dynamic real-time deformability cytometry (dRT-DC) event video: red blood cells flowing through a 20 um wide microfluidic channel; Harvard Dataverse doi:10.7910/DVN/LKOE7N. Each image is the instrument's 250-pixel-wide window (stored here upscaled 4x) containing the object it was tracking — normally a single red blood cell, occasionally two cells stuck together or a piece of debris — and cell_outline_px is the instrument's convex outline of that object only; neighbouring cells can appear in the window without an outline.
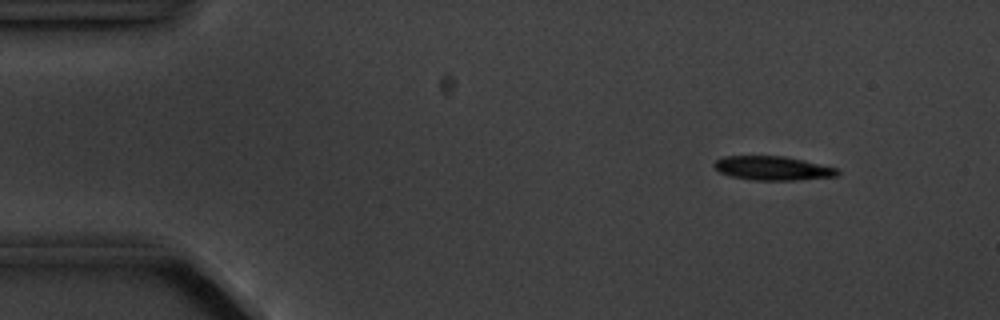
{"species": "common noctule bat (a hibernating species)", "species_latin": "Nyctalus noctula", "temperature_condition": "cold", "stored_images_in_passage": 6, "camera_frame_rate_fps": 3000, "um_per_image_px": 0.085, "animal": {"sex": "male", "body_mass_g": 20.1, "forearm_length_mm": 53.5}, "frame": {"image": 1, "passage_image": 2, "time_ms": 1.333, "image_size_px": [1000, 320], "cell_outline_px": [[840, 172], [836, 176], [796, 180], [752, 180], [732, 176], [720, 172], [712, 164], [716, 160], [724, 156], [784, 156], [804, 160], [840, 168]], "centroid_in_image_um": [65.72, 14.29], "position_along_channel_um": 19.3, "area_um2": 17.28}}
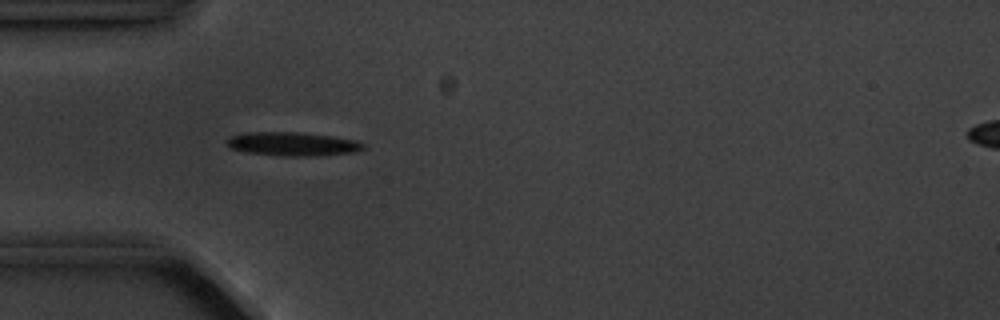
{"frame": {"image": 2, "passage_image": 5, "time_ms": 4.667, "image_size_px": [1000, 320], "cell_outline_px": [[364, 148], [356, 152], [316, 156], [292, 156], [248, 152], [232, 148], [228, 144], [228, 140], [232, 136], [244, 132], [300, 132], [332, 136], [356, 140], [364, 144]], "centroid_in_image_um": [24.94, 12.23], "position_along_channel_um": 60.1, "area_um2": 18.61}}